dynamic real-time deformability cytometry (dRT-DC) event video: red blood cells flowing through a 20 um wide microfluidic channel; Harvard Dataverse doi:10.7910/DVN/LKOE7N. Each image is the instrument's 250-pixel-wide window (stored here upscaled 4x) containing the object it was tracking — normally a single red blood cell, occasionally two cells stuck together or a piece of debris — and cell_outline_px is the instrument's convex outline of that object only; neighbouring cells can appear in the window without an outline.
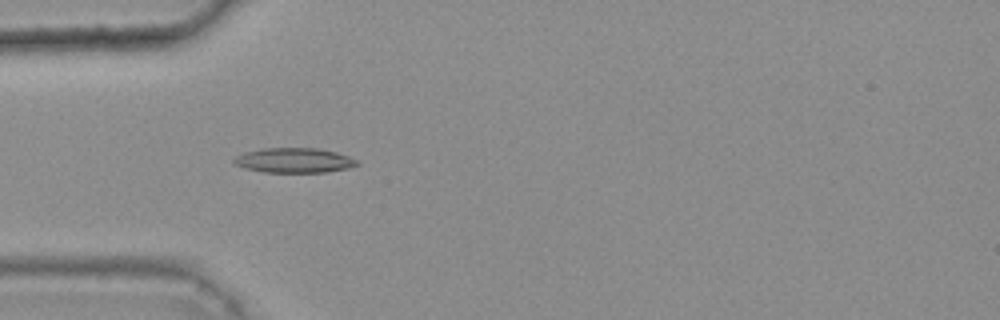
{"species": "common noctule bat (a hibernating species)", "species_latin": "Nyctalus noctula", "temperature_condition": "warm", "stored_images_in_passage": 39, "camera_frame_rate_fps": 3000, "um_per_image_px": 0.085, "animal": {"sex": "female", "body_mass_g": 25.1}, "frame": {"image": 1, "passage_image": 13, "time_ms": 4.0, "image_size_px": [1000, 320], "cell_outline_px": [[360, 164], [348, 168], [328, 172], [264, 172], [244, 168], [232, 164], [232, 160], [236, 156], [244, 152], [264, 148], [316, 148], [336, 152], [348, 156], [356, 160]], "centroid_in_image_um": [24.97, 13.63], "position_along_channel_um": 60.0, "area_um2": 17.86}}
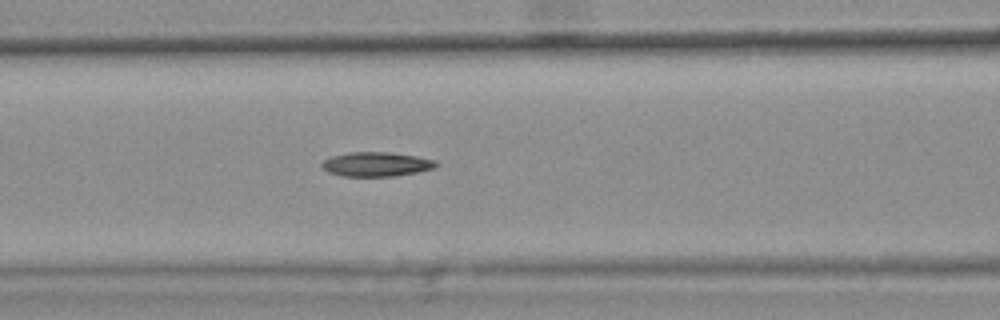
{"frame": {"image": 2, "passage_image": 19, "time_ms": 6.0, "image_size_px": [1000, 320], "cell_outline_px": [[436, 164], [432, 168], [416, 172], [396, 176], [340, 176], [328, 172], [320, 168], [320, 164], [324, 160], [332, 156], [348, 152], [388, 152], [416, 156], [436, 160]], "centroid_in_image_um": [31.91, 13.96], "position_along_channel_um": 134.7, "area_um2": 16.18}}
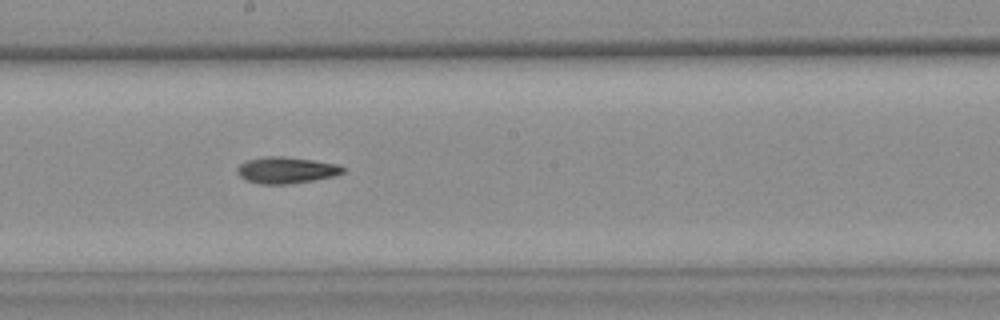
{"frame": {"image": 3, "passage_image": 26, "time_ms": 8.333, "image_size_px": [1000, 320], "cell_outline_px": [[344, 172], [336, 176], [288, 184], [260, 184], [244, 180], [236, 172], [236, 168], [244, 160], [264, 156], [280, 156], [312, 160], [340, 164], [344, 168]], "centroid_in_image_um": [24.29, 14.46], "position_along_channel_um": 223.9, "area_um2": 16.47}, "authors_computed_cell_mechanics": {"area_um2": 16.3574, "velocity_mm_per_s": 3.8275, "shape_relaxation_time_tau1_ms": null, "shape_relaxation_time_tau2_ms": 10.6945, "deformation_change_tau1": null, "deformation_change_tau2": 0.2051}}